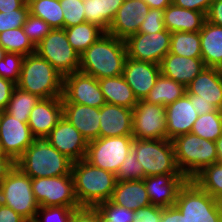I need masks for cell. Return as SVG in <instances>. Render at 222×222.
<instances>
[{"instance_id":"cell-52","label":"cell","mask_w":222,"mask_h":222,"mask_svg":"<svg viewBox=\"0 0 222 222\" xmlns=\"http://www.w3.org/2000/svg\"><path fill=\"white\" fill-rule=\"evenodd\" d=\"M160 222H184L183 215L175 205L162 208Z\"/></svg>"},{"instance_id":"cell-11","label":"cell","mask_w":222,"mask_h":222,"mask_svg":"<svg viewBox=\"0 0 222 222\" xmlns=\"http://www.w3.org/2000/svg\"><path fill=\"white\" fill-rule=\"evenodd\" d=\"M31 187L40 207L79 208L72 175L31 179Z\"/></svg>"},{"instance_id":"cell-5","label":"cell","mask_w":222,"mask_h":222,"mask_svg":"<svg viewBox=\"0 0 222 222\" xmlns=\"http://www.w3.org/2000/svg\"><path fill=\"white\" fill-rule=\"evenodd\" d=\"M179 171L192 180L205 167L218 162L216 142L189 132L171 140Z\"/></svg>"},{"instance_id":"cell-49","label":"cell","mask_w":222,"mask_h":222,"mask_svg":"<svg viewBox=\"0 0 222 222\" xmlns=\"http://www.w3.org/2000/svg\"><path fill=\"white\" fill-rule=\"evenodd\" d=\"M213 1L214 0H172V3L176 6L188 10L200 11L207 15Z\"/></svg>"},{"instance_id":"cell-37","label":"cell","mask_w":222,"mask_h":222,"mask_svg":"<svg viewBox=\"0 0 222 222\" xmlns=\"http://www.w3.org/2000/svg\"><path fill=\"white\" fill-rule=\"evenodd\" d=\"M191 132L200 138L216 141L222 135V110L199 115Z\"/></svg>"},{"instance_id":"cell-24","label":"cell","mask_w":222,"mask_h":222,"mask_svg":"<svg viewBox=\"0 0 222 222\" xmlns=\"http://www.w3.org/2000/svg\"><path fill=\"white\" fill-rule=\"evenodd\" d=\"M133 109L105 103L100 108L99 137L132 136Z\"/></svg>"},{"instance_id":"cell-20","label":"cell","mask_w":222,"mask_h":222,"mask_svg":"<svg viewBox=\"0 0 222 222\" xmlns=\"http://www.w3.org/2000/svg\"><path fill=\"white\" fill-rule=\"evenodd\" d=\"M186 90L195 101L209 102L222 110V69L205 67Z\"/></svg>"},{"instance_id":"cell-27","label":"cell","mask_w":222,"mask_h":222,"mask_svg":"<svg viewBox=\"0 0 222 222\" xmlns=\"http://www.w3.org/2000/svg\"><path fill=\"white\" fill-rule=\"evenodd\" d=\"M111 201L118 206L134 211L151 205L143 179L117 181Z\"/></svg>"},{"instance_id":"cell-29","label":"cell","mask_w":222,"mask_h":222,"mask_svg":"<svg viewBox=\"0 0 222 222\" xmlns=\"http://www.w3.org/2000/svg\"><path fill=\"white\" fill-rule=\"evenodd\" d=\"M98 83L107 104L134 109L138 103L132 88L122 75L99 79Z\"/></svg>"},{"instance_id":"cell-4","label":"cell","mask_w":222,"mask_h":222,"mask_svg":"<svg viewBox=\"0 0 222 222\" xmlns=\"http://www.w3.org/2000/svg\"><path fill=\"white\" fill-rule=\"evenodd\" d=\"M16 87L40 99L62 97L63 76L35 52L24 57Z\"/></svg>"},{"instance_id":"cell-14","label":"cell","mask_w":222,"mask_h":222,"mask_svg":"<svg viewBox=\"0 0 222 222\" xmlns=\"http://www.w3.org/2000/svg\"><path fill=\"white\" fill-rule=\"evenodd\" d=\"M62 103H77L101 108L106 100L98 80L78 71L63 77Z\"/></svg>"},{"instance_id":"cell-17","label":"cell","mask_w":222,"mask_h":222,"mask_svg":"<svg viewBox=\"0 0 222 222\" xmlns=\"http://www.w3.org/2000/svg\"><path fill=\"white\" fill-rule=\"evenodd\" d=\"M149 10L150 7L144 0H124L107 33L125 41L128 37L138 33Z\"/></svg>"},{"instance_id":"cell-51","label":"cell","mask_w":222,"mask_h":222,"mask_svg":"<svg viewBox=\"0 0 222 222\" xmlns=\"http://www.w3.org/2000/svg\"><path fill=\"white\" fill-rule=\"evenodd\" d=\"M206 20L214 25L222 26V0H214L211 3Z\"/></svg>"},{"instance_id":"cell-60","label":"cell","mask_w":222,"mask_h":222,"mask_svg":"<svg viewBox=\"0 0 222 222\" xmlns=\"http://www.w3.org/2000/svg\"><path fill=\"white\" fill-rule=\"evenodd\" d=\"M3 205L2 190L0 187V207Z\"/></svg>"},{"instance_id":"cell-45","label":"cell","mask_w":222,"mask_h":222,"mask_svg":"<svg viewBox=\"0 0 222 222\" xmlns=\"http://www.w3.org/2000/svg\"><path fill=\"white\" fill-rule=\"evenodd\" d=\"M29 14V9H16L8 12H0V33L22 27Z\"/></svg>"},{"instance_id":"cell-33","label":"cell","mask_w":222,"mask_h":222,"mask_svg":"<svg viewBox=\"0 0 222 222\" xmlns=\"http://www.w3.org/2000/svg\"><path fill=\"white\" fill-rule=\"evenodd\" d=\"M29 13L43 19L52 29H64V15L60 1L27 0Z\"/></svg>"},{"instance_id":"cell-22","label":"cell","mask_w":222,"mask_h":222,"mask_svg":"<svg viewBox=\"0 0 222 222\" xmlns=\"http://www.w3.org/2000/svg\"><path fill=\"white\" fill-rule=\"evenodd\" d=\"M63 116L90 142L99 138L100 108L77 103H62Z\"/></svg>"},{"instance_id":"cell-61","label":"cell","mask_w":222,"mask_h":222,"mask_svg":"<svg viewBox=\"0 0 222 222\" xmlns=\"http://www.w3.org/2000/svg\"><path fill=\"white\" fill-rule=\"evenodd\" d=\"M5 155V153L3 152L2 146L0 144V157H3Z\"/></svg>"},{"instance_id":"cell-36","label":"cell","mask_w":222,"mask_h":222,"mask_svg":"<svg viewBox=\"0 0 222 222\" xmlns=\"http://www.w3.org/2000/svg\"><path fill=\"white\" fill-rule=\"evenodd\" d=\"M203 191L222 202V163L205 167L192 179Z\"/></svg>"},{"instance_id":"cell-26","label":"cell","mask_w":222,"mask_h":222,"mask_svg":"<svg viewBox=\"0 0 222 222\" xmlns=\"http://www.w3.org/2000/svg\"><path fill=\"white\" fill-rule=\"evenodd\" d=\"M163 20L165 28L171 33L199 32L206 20V15L171 3L164 9Z\"/></svg>"},{"instance_id":"cell-9","label":"cell","mask_w":222,"mask_h":222,"mask_svg":"<svg viewBox=\"0 0 222 222\" xmlns=\"http://www.w3.org/2000/svg\"><path fill=\"white\" fill-rule=\"evenodd\" d=\"M133 136L99 137L88 142L85 160L91 165L117 174L132 149Z\"/></svg>"},{"instance_id":"cell-53","label":"cell","mask_w":222,"mask_h":222,"mask_svg":"<svg viewBox=\"0 0 222 222\" xmlns=\"http://www.w3.org/2000/svg\"><path fill=\"white\" fill-rule=\"evenodd\" d=\"M0 222H28L20 214L16 213L10 207L2 205L0 207Z\"/></svg>"},{"instance_id":"cell-54","label":"cell","mask_w":222,"mask_h":222,"mask_svg":"<svg viewBox=\"0 0 222 222\" xmlns=\"http://www.w3.org/2000/svg\"><path fill=\"white\" fill-rule=\"evenodd\" d=\"M15 167L16 161L12 157L6 154L0 157V184Z\"/></svg>"},{"instance_id":"cell-57","label":"cell","mask_w":222,"mask_h":222,"mask_svg":"<svg viewBox=\"0 0 222 222\" xmlns=\"http://www.w3.org/2000/svg\"><path fill=\"white\" fill-rule=\"evenodd\" d=\"M150 8L164 10L172 0H144Z\"/></svg>"},{"instance_id":"cell-13","label":"cell","mask_w":222,"mask_h":222,"mask_svg":"<svg viewBox=\"0 0 222 222\" xmlns=\"http://www.w3.org/2000/svg\"><path fill=\"white\" fill-rule=\"evenodd\" d=\"M171 32L167 29L158 33H136L125 40L127 57L160 64L169 53Z\"/></svg>"},{"instance_id":"cell-56","label":"cell","mask_w":222,"mask_h":222,"mask_svg":"<svg viewBox=\"0 0 222 222\" xmlns=\"http://www.w3.org/2000/svg\"><path fill=\"white\" fill-rule=\"evenodd\" d=\"M185 95L190 99V102L193 104V108L198 115H203L216 110V108L209 102L195 101L189 94L186 93Z\"/></svg>"},{"instance_id":"cell-16","label":"cell","mask_w":222,"mask_h":222,"mask_svg":"<svg viewBox=\"0 0 222 222\" xmlns=\"http://www.w3.org/2000/svg\"><path fill=\"white\" fill-rule=\"evenodd\" d=\"M45 139L72 162L86 157L87 140L64 116Z\"/></svg>"},{"instance_id":"cell-32","label":"cell","mask_w":222,"mask_h":222,"mask_svg":"<svg viewBox=\"0 0 222 222\" xmlns=\"http://www.w3.org/2000/svg\"><path fill=\"white\" fill-rule=\"evenodd\" d=\"M64 30L70 45L79 56L106 33L98 25L90 22L64 28Z\"/></svg>"},{"instance_id":"cell-15","label":"cell","mask_w":222,"mask_h":222,"mask_svg":"<svg viewBox=\"0 0 222 222\" xmlns=\"http://www.w3.org/2000/svg\"><path fill=\"white\" fill-rule=\"evenodd\" d=\"M34 137L28 123L0 111V144L3 152L15 161L33 143Z\"/></svg>"},{"instance_id":"cell-30","label":"cell","mask_w":222,"mask_h":222,"mask_svg":"<svg viewBox=\"0 0 222 222\" xmlns=\"http://www.w3.org/2000/svg\"><path fill=\"white\" fill-rule=\"evenodd\" d=\"M124 0H84L86 22L93 23L105 32Z\"/></svg>"},{"instance_id":"cell-59","label":"cell","mask_w":222,"mask_h":222,"mask_svg":"<svg viewBox=\"0 0 222 222\" xmlns=\"http://www.w3.org/2000/svg\"><path fill=\"white\" fill-rule=\"evenodd\" d=\"M5 53L6 51L0 46V60L3 59Z\"/></svg>"},{"instance_id":"cell-58","label":"cell","mask_w":222,"mask_h":222,"mask_svg":"<svg viewBox=\"0 0 222 222\" xmlns=\"http://www.w3.org/2000/svg\"><path fill=\"white\" fill-rule=\"evenodd\" d=\"M215 142L218 155V162L222 163V135Z\"/></svg>"},{"instance_id":"cell-6","label":"cell","mask_w":222,"mask_h":222,"mask_svg":"<svg viewBox=\"0 0 222 222\" xmlns=\"http://www.w3.org/2000/svg\"><path fill=\"white\" fill-rule=\"evenodd\" d=\"M175 206L184 222H221L222 202L203 191L193 180L180 189Z\"/></svg>"},{"instance_id":"cell-8","label":"cell","mask_w":222,"mask_h":222,"mask_svg":"<svg viewBox=\"0 0 222 222\" xmlns=\"http://www.w3.org/2000/svg\"><path fill=\"white\" fill-rule=\"evenodd\" d=\"M3 205L32 222L40 207L31 187V178L17 166L0 184Z\"/></svg>"},{"instance_id":"cell-48","label":"cell","mask_w":222,"mask_h":222,"mask_svg":"<svg viewBox=\"0 0 222 222\" xmlns=\"http://www.w3.org/2000/svg\"><path fill=\"white\" fill-rule=\"evenodd\" d=\"M70 222H101V214L96 207H79L74 210Z\"/></svg>"},{"instance_id":"cell-2","label":"cell","mask_w":222,"mask_h":222,"mask_svg":"<svg viewBox=\"0 0 222 222\" xmlns=\"http://www.w3.org/2000/svg\"><path fill=\"white\" fill-rule=\"evenodd\" d=\"M74 191L80 207H96L112 198L116 175L94 167L85 159L72 163Z\"/></svg>"},{"instance_id":"cell-19","label":"cell","mask_w":222,"mask_h":222,"mask_svg":"<svg viewBox=\"0 0 222 222\" xmlns=\"http://www.w3.org/2000/svg\"><path fill=\"white\" fill-rule=\"evenodd\" d=\"M160 74L159 64L127 57L122 76L139 101L147 97Z\"/></svg>"},{"instance_id":"cell-43","label":"cell","mask_w":222,"mask_h":222,"mask_svg":"<svg viewBox=\"0 0 222 222\" xmlns=\"http://www.w3.org/2000/svg\"><path fill=\"white\" fill-rule=\"evenodd\" d=\"M24 57L19 53L6 52L3 59L0 60V77L17 83L20 78Z\"/></svg>"},{"instance_id":"cell-12","label":"cell","mask_w":222,"mask_h":222,"mask_svg":"<svg viewBox=\"0 0 222 222\" xmlns=\"http://www.w3.org/2000/svg\"><path fill=\"white\" fill-rule=\"evenodd\" d=\"M134 139H167L166 107L139 100L133 109Z\"/></svg>"},{"instance_id":"cell-39","label":"cell","mask_w":222,"mask_h":222,"mask_svg":"<svg viewBox=\"0 0 222 222\" xmlns=\"http://www.w3.org/2000/svg\"><path fill=\"white\" fill-rule=\"evenodd\" d=\"M101 214V222H132L134 210L114 204L111 200L96 206Z\"/></svg>"},{"instance_id":"cell-7","label":"cell","mask_w":222,"mask_h":222,"mask_svg":"<svg viewBox=\"0 0 222 222\" xmlns=\"http://www.w3.org/2000/svg\"><path fill=\"white\" fill-rule=\"evenodd\" d=\"M132 149L144 168V178L161 174H182L176 164L171 140L133 139Z\"/></svg>"},{"instance_id":"cell-55","label":"cell","mask_w":222,"mask_h":222,"mask_svg":"<svg viewBox=\"0 0 222 222\" xmlns=\"http://www.w3.org/2000/svg\"><path fill=\"white\" fill-rule=\"evenodd\" d=\"M29 9L27 0H0V12Z\"/></svg>"},{"instance_id":"cell-28","label":"cell","mask_w":222,"mask_h":222,"mask_svg":"<svg viewBox=\"0 0 222 222\" xmlns=\"http://www.w3.org/2000/svg\"><path fill=\"white\" fill-rule=\"evenodd\" d=\"M201 41V58L204 65L222 69V26L205 20L199 31Z\"/></svg>"},{"instance_id":"cell-25","label":"cell","mask_w":222,"mask_h":222,"mask_svg":"<svg viewBox=\"0 0 222 222\" xmlns=\"http://www.w3.org/2000/svg\"><path fill=\"white\" fill-rule=\"evenodd\" d=\"M162 75L185 87L206 67L202 58H190L168 53L160 62Z\"/></svg>"},{"instance_id":"cell-42","label":"cell","mask_w":222,"mask_h":222,"mask_svg":"<svg viewBox=\"0 0 222 222\" xmlns=\"http://www.w3.org/2000/svg\"><path fill=\"white\" fill-rule=\"evenodd\" d=\"M23 32L37 46L52 30V28L41 18L28 14L24 25Z\"/></svg>"},{"instance_id":"cell-34","label":"cell","mask_w":222,"mask_h":222,"mask_svg":"<svg viewBox=\"0 0 222 222\" xmlns=\"http://www.w3.org/2000/svg\"><path fill=\"white\" fill-rule=\"evenodd\" d=\"M170 53L190 58H201L199 32H172Z\"/></svg>"},{"instance_id":"cell-18","label":"cell","mask_w":222,"mask_h":222,"mask_svg":"<svg viewBox=\"0 0 222 222\" xmlns=\"http://www.w3.org/2000/svg\"><path fill=\"white\" fill-rule=\"evenodd\" d=\"M151 205L166 208L175 205L180 189L188 179L183 174H161L143 179Z\"/></svg>"},{"instance_id":"cell-10","label":"cell","mask_w":222,"mask_h":222,"mask_svg":"<svg viewBox=\"0 0 222 222\" xmlns=\"http://www.w3.org/2000/svg\"><path fill=\"white\" fill-rule=\"evenodd\" d=\"M35 52L47 60L63 77L79 71L80 56L70 45L64 29H52L36 46Z\"/></svg>"},{"instance_id":"cell-44","label":"cell","mask_w":222,"mask_h":222,"mask_svg":"<svg viewBox=\"0 0 222 222\" xmlns=\"http://www.w3.org/2000/svg\"><path fill=\"white\" fill-rule=\"evenodd\" d=\"M75 209L63 206L39 207L32 222H70Z\"/></svg>"},{"instance_id":"cell-40","label":"cell","mask_w":222,"mask_h":222,"mask_svg":"<svg viewBox=\"0 0 222 222\" xmlns=\"http://www.w3.org/2000/svg\"><path fill=\"white\" fill-rule=\"evenodd\" d=\"M116 178L118 182L144 179V168L137 160L136 153L133 149L129 151L119 167Z\"/></svg>"},{"instance_id":"cell-35","label":"cell","mask_w":222,"mask_h":222,"mask_svg":"<svg viewBox=\"0 0 222 222\" xmlns=\"http://www.w3.org/2000/svg\"><path fill=\"white\" fill-rule=\"evenodd\" d=\"M39 100L37 95L15 87L5 111L19 121L28 123L30 112Z\"/></svg>"},{"instance_id":"cell-41","label":"cell","mask_w":222,"mask_h":222,"mask_svg":"<svg viewBox=\"0 0 222 222\" xmlns=\"http://www.w3.org/2000/svg\"><path fill=\"white\" fill-rule=\"evenodd\" d=\"M64 28H69L86 22L84 0H61Z\"/></svg>"},{"instance_id":"cell-38","label":"cell","mask_w":222,"mask_h":222,"mask_svg":"<svg viewBox=\"0 0 222 222\" xmlns=\"http://www.w3.org/2000/svg\"><path fill=\"white\" fill-rule=\"evenodd\" d=\"M0 46L11 53H19L23 56L35 53L36 46L25 35L22 27L0 33Z\"/></svg>"},{"instance_id":"cell-23","label":"cell","mask_w":222,"mask_h":222,"mask_svg":"<svg viewBox=\"0 0 222 222\" xmlns=\"http://www.w3.org/2000/svg\"><path fill=\"white\" fill-rule=\"evenodd\" d=\"M198 116V113L193 108V104L186 95L167 105V139L173 140L177 136L191 132Z\"/></svg>"},{"instance_id":"cell-1","label":"cell","mask_w":222,"mask_h":222,"mask_svg":"<svg viewBox=\"0 0 222 222\" xmlns=\"http://www.w3.org/2000/svg\"><path fill=\"white\" fill-rule=\"evenodd\" d=\"M127 58L125 41L107 32L80 56L79 71L97 80L123 74Z\"/></svg>"},{"instance_id":"cell-47","label":"cell","mask_w":222,"mask_h":222,"mask_svg":"<svg viewBox=\"0 0 222 222\" xmlns=\"http://www.w3.org/2000/svg\"><path fill=\"white\" fill-rule=\"evenodd\" d=\"M162 216V207L149 205L134 212L132 222H160Z\"/></svg>"},{"instance_id":"cell-46","label":"cell","mask_w":222,"mask_h":222,"mask_svg":"<svg viewBox=\"0 0 222 222\" xmlns=\"http://www.w3.org/2000/svg\"><path fill=\"white\" fill-rule=\"evenodd\" d=\"M163 16L164 10L150 8L138 33L152 34L166 30Z\"/></svg>"},{"instance_id":"cell-50","label":"cell","mask_w":222,"mask_h":222,"mask_svg":"<svg viewBox=\"0 0 222 222\" xmlns=\"http://www.w3.org/2000/svg\"><path fill=\"white\" fill-rule=\"evenodd\" d=\"M16 83L0 77V111H4L8 105Z\"/></svg>"},{"instance_id":"cell-3","label":"cell","mask_w":222,"mask_h":222,"mask_svg":"<svg viewBox=\"0 0 222 222\" xmlns=\"http://www.w3.org/2000/svg\"><path fill=\"white\" fill-rule=\"evenodd\" d=\"M72 163L45 138L34 139L16 160V166L31 179L72 175Z\"/></svg>"},{"instance_id":"cell-31","label":"cell","mask_w":222,"mask_h":222,"mask_svg":"<svg viewBox=\"0 0 222 222\" xmlns=\"http://www.w3.org/2000/svg\"><path fill=\"white\" fill-rule=\"evenodd\" d=\"M186 87L162 74L144 99L148 103L167 106L186 94Z\"/></svg>"},{"instance_id":"cell-21","label":"cell","mask_w":222,"mask_h":222,"mask_svg":"<svg viewBox=\"0 0 222 222\" xmlns=\"http://www.w3.org/2000/svg\"><path fill=\"white\" fill-rule=\"evenodd\" d=\"M62 116V97L40 99L30 112L28 120L33 137L46 138Z\"/></svg>"}]
</instances>
